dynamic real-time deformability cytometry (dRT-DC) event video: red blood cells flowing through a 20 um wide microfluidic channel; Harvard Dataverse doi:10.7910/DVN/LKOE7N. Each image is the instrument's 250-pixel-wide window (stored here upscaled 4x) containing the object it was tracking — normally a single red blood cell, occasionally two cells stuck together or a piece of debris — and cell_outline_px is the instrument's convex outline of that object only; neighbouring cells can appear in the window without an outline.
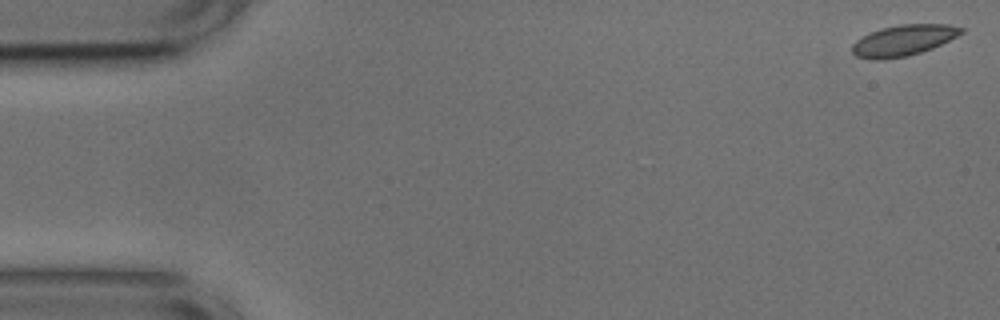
{"species": "common noctule bat (a hibernating species)", "species_latin": "Nyctalus noctula", "temperature_condition": "cold", "stored_images_in_passage": 9, "camera_frame_rate_fps": 3000, "um_per_image_px": 0.085, "animal": {"sex": "male", "body_mass_g": 17.9, "forearm_length_mm": 54.2}, "frame": {"image": 1, "passage_image": 1, "time_ms": 0.0, "image_size_px": [1000, 320], "cell_outline_px": [[964, 32], [932, 48], [908, 56], [880, 60], [872, 60], [856, 56], [852, 52], [852, 44], [856, 40], [880, 28], [900, 24], [948, 24], [964, 28]], "centroid_in_image_um": [76.77, 3.43], "position_along_channel_um": 8.2, "area_um2": 19.54}}